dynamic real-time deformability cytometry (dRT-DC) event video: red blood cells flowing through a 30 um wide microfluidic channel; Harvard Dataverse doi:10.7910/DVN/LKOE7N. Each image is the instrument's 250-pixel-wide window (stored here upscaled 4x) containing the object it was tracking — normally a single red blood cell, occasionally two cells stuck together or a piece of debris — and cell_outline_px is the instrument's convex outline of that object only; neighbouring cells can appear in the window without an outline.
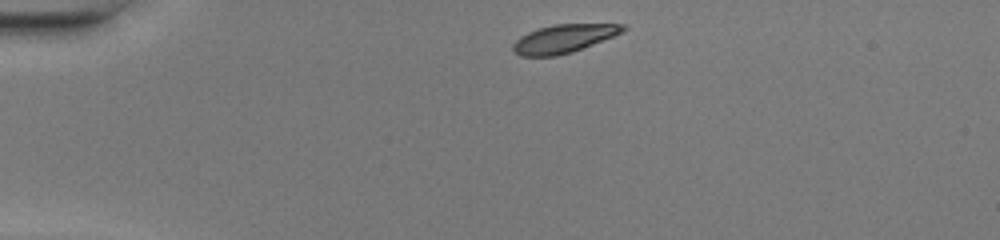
{"species": "common noctule bat (a hibernating species)", "species_latin": "Nyctalus noctula", "temperature_condition": "warm", "stored_images_in_passage": 39, "camera_frame_rate_fps": 3000, "um_per_image_px": 0.085, "animal": {"sex": "female", "body_mass_g": 20.0, "forearm_length_mm": 54.0}, "frame": {"image": 1, "passage_image": 1, "time_ms": 0.0, "image_size_px": [1000, 240], "cell_outline_px": [[628, 28], [624, 32], [572, 52], [556, 56], [520, 56], [512, 48], [512, 44], [520, 36], [536, 28], [552, 24], [624, 24]], "centroid_in_image_um": [47.91, 3.27], "position_along_channel_um": 37.1, "area_um2": 18.21}}
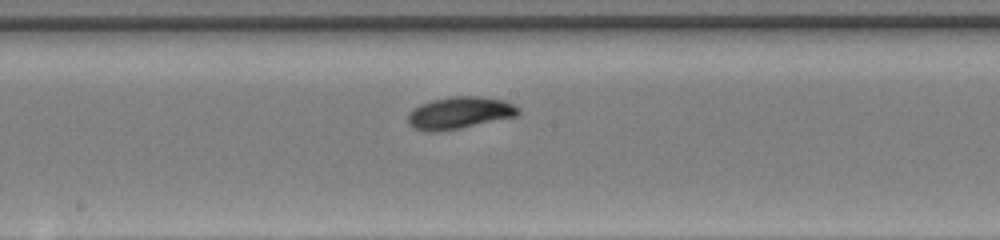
{"frame": {"image": 2, "passage_image": 17, "time_ms": 5.333, "image_size_px": [1000, 240], "cell_outline_px": [[520, 112], [516, 116], [460, 128], [436, 132], [424, 132], [412, 128], [408, 124], [408, 112], [412, 108], [420, 104], [432, 100], [452, 96], [476, 96], [504, 100], [520, 108]], "centroid_in_image_um": [39.0, 9.6], "position_along_channel_um": 209.2, "area_um2": 20.75}}
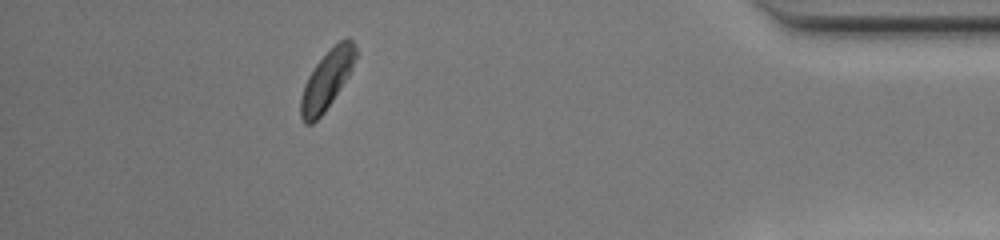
{"frame": {"image": 3, "passage_image": 34, "time_ms": 11.0, "image_size_px": [1000, 240], "cell_outline_px": [[356, 56], [352, 68], [348, 76], [324, 112], [312, 124], [304, 124], [300, 116], [300, 100], [304, 84], [308, 76], [316, 64], [340, 40], [348, 36], [352, 40], [356, 48]], "centroid_in_image_um": [27.76, 6.81], "position_along_channel_um": 407.4, "area_um2": 18.44}, "authors_computed_cell_mechanics": {"area_um2": 19.074, "velocity_mm_per_s": 4.251, "shape_relaxation_time_tau1_ms": 1.2517, "shape_relaxation_time_tau2_ms": 11.3049, "deformation_change_tau1": 0.1148, "deformation_change_tau2": 0.133}}